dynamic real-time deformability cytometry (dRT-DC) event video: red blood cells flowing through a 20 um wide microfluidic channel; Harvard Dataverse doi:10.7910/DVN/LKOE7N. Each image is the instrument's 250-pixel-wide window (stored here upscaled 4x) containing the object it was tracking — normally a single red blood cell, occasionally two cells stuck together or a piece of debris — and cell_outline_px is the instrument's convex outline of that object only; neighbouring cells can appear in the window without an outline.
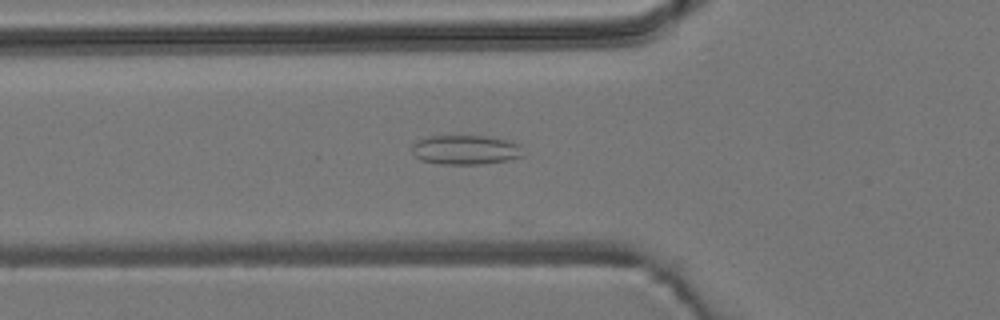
{"species": "common noctule bat (a hibernating species)", "species_latin": "Nyctalus noctula", "temperature_condition": "room temperature", "stored_images_in_passage": 7, "camera_frame_rate_fps": 3000, "um_per_image_px": 0.085, "animal": {"sex": "male", "body_mass_g": 19.2, "forearm_length_mm": 51.8}, "frame": {"image": 1, "passage_image": 5, "time_ms": 1.333, "image_size_px": [1000, 320], "cell_outline_px": [[524, 156], [508, 160], [480, 164], [440, 164], [420, 160], [412, 152], [412, 144], [416, 140], [428, 136], [492, 136], [512, 140], [520, 144]], "centroid_in_image_um": [39.6, 12.72], "position_along_channel_um": 86.2, "area_um2": 19.42}}